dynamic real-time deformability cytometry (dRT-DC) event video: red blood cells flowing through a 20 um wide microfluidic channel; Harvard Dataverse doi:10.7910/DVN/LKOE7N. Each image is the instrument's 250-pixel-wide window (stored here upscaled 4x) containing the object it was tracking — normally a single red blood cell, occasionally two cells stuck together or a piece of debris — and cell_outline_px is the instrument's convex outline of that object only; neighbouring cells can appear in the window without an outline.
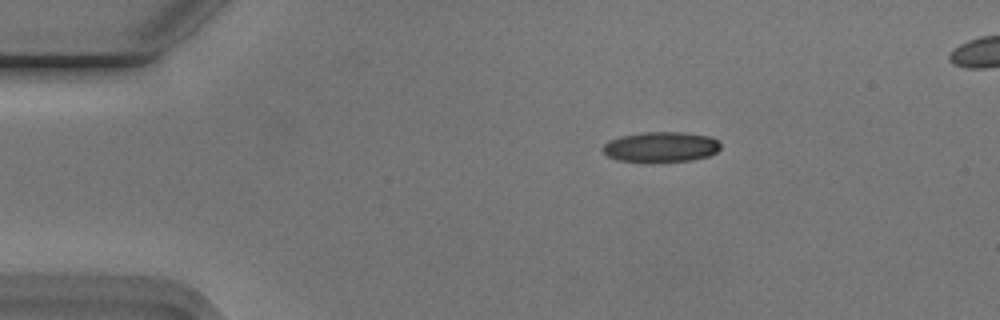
{"species": "Egyptian fruit bat (a non-hibernating species)", "species_latin": "Rousettus aegyptiacus", "temperature_condition": "cold", "stored_images_in_passage": 45, "camera_frame_rate_fps": 3000, "um_per_image_px": 0.085, "animal": {"sex": "male"}, "frame": {"image": 1, "passage_image": 1, "time_ms": 0.0, "image_size_px": [1000, 320], "cell_outline_px": [[720, 148], [716, 152], [708, 156], [692, 160], [652, 164], [644, 164], [620, 160], [608, 156], [604, 152], [604, 144], [608, 140], [620, 136], [644, 132], [680, 132], [708, 136], [720, 140]], "centroid_in_image_um": [56.17, 12.52], "position_along_channel_um": 28.8, "area_um2": 21.33}}
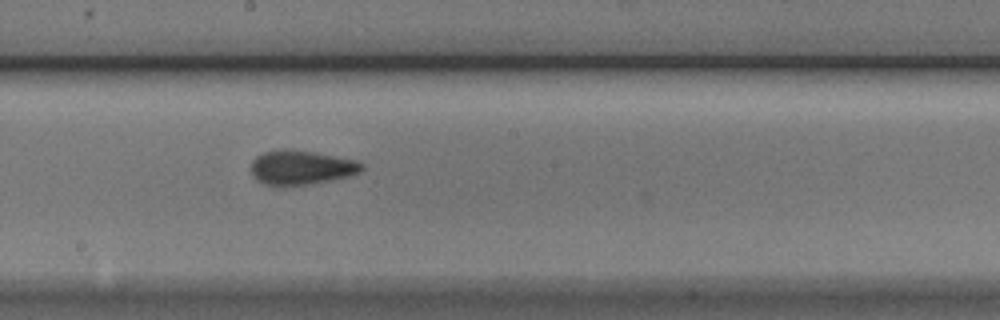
{"frame": {"image": 2, "passage_image": 21, "time_ms": 6.667, "image_size_px": [1000, 320], "cell_outline_px": [[364, 168], [360, 172], [352, 176], [312, 184], [264, 184], [256, 180], [252, 176], [252, 160], [256, 156], [264, 152], [316, 152], [352, 160], [364, 164]], "centroid_in_image_um": [25.65, 14.27], "position_along_channel_um": 222.5, "area_um2": 21.27}}
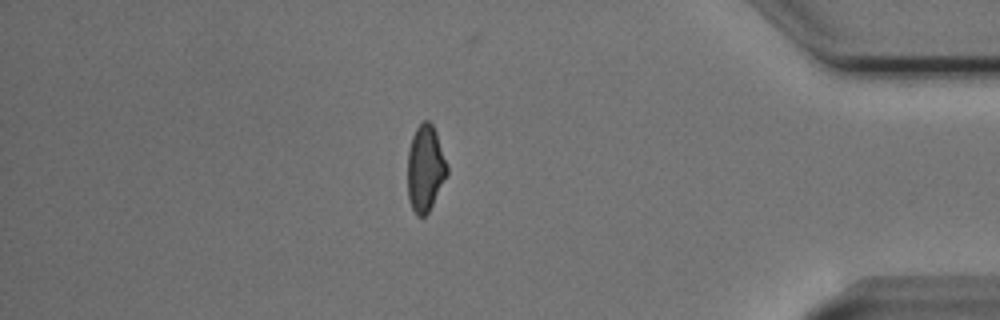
{"frame": {"image": 3, "passage_image": 38, "time_ms": 12.333, "image_size_px": [1000, 320], "cell_outline_px": [[448, 172], [428, 212], [424, 216], [416, 216], [412, 208], [408, 196], [408, 148], [412, 136], [416, 128], [424, 120], [428, 120], [432, 124], [436, 132], [448, 164]], "centroid_in_image_um": [36.14, 14.28], "position_along_channel_um": 399.1, "area_um2": 19.77}}